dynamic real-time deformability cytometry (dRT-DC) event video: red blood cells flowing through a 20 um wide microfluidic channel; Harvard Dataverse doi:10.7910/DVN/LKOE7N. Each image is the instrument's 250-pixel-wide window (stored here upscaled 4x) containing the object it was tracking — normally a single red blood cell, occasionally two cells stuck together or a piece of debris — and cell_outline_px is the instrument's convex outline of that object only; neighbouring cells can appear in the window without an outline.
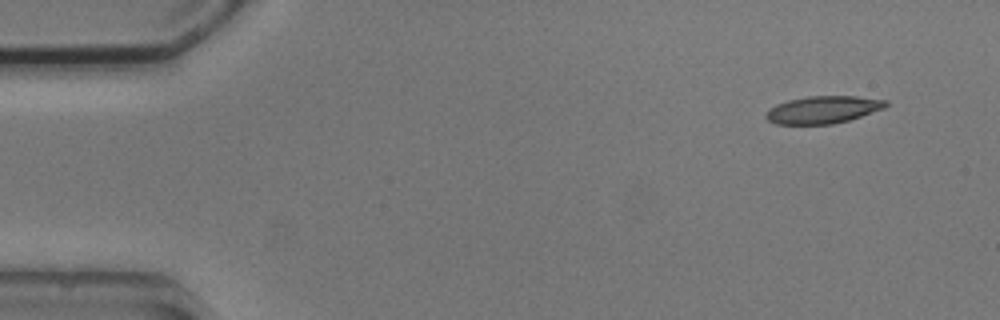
{"species": "common noctule bat (a hibernating species)", "species_latin": "Nyctalus noctula", "temperature_condition": "cold", "stored_images_in_passage": 4, "camera_frame_rate_fps": 3000, "um_per_image_px": 0.085, "animal": {"sex": "male", "body_mass_g": 20.5, "forearm_length_mm": 52.5}, "frame": {"image": 1, "passage_image": 1, "time_ms": 0.0, "image_size_px": [1000, 320], "cell_outline_px": [[888, 104], [884, 108], [848, 120], [832, 124], [776, 124], [768, 120], [764, 116], [776, 104], [788, 100], [808, 96], [856, 96], [888, 100]], "centroid_in_image_um": [69.97, 9.32], "position_along_channel_um": 15.0, "area_um2": 18.96}}
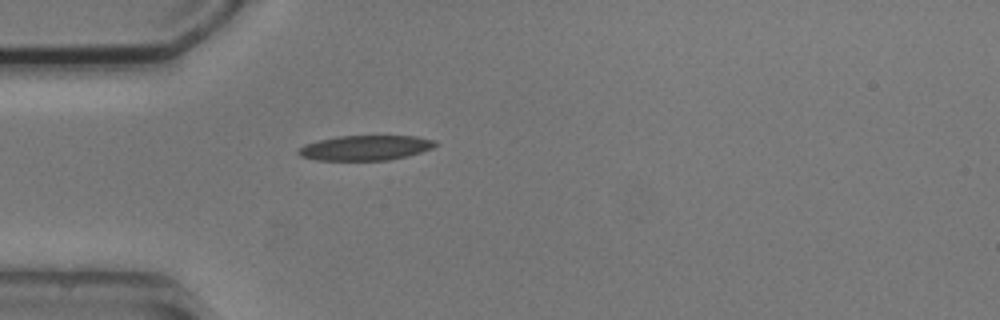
{"frame": {"image": 2, "passage_image": 4, "time_ms": 3.667, "image_size_px": [1000, 320], "cell_outline_px": [[440, 144], [432, 148], [408, 156], [388, 160], [316, 160], [300, 156], [296, 152], [304, 144], [336, 136], [416, 136], [436, 140]], "centroid_in_image_um": [31.08, 12.56], "position_along_channel_um": 53.9, "area_um2": 20.0}}